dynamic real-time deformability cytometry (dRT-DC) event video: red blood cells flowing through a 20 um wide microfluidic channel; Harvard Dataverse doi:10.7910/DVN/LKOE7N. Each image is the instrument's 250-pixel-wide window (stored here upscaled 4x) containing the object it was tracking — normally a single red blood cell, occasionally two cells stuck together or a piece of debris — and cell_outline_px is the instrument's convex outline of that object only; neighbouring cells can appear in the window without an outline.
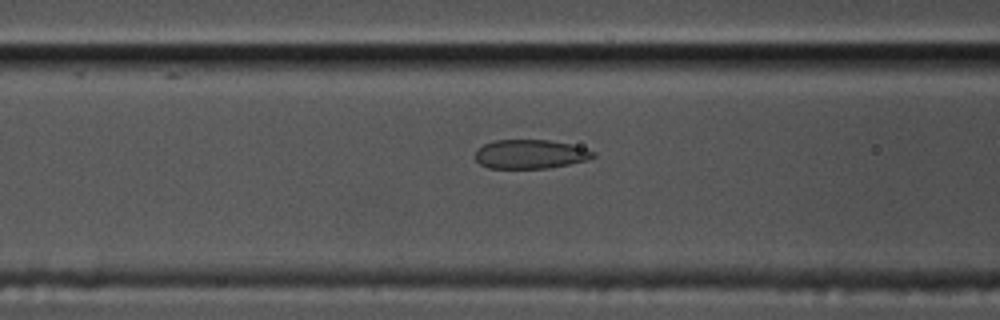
{"species": "common noctule bat (a hibernating species)", "species_latin": "Nyctalus noctula", "temperature_condition": "cold", "stored_images_in_passage": 37, "camera_frame_rate_fps": 3000, "um_per_image_px": 0.085, "animal": {"sex": "male", "body_mass_g": 17.5, "forearm_length_mm": 52.3}, "frame": {"image": 1, "passage_image": 13, "time_ms": 4.0, "image_size_px": [1000, 320], "cell_outline_px": [[596, 156], [588, 160], [548, 168], [488, 168], [480, 164], [476, 160], [476, 148], [484, 144], [496, 140], [548, 140], [568, 144], [584, 148], [596, 152]], "centroid_in_image_um": [45.06, 13.1], "position_along_channel_um": 121.5, "area_um2": 19.88}}
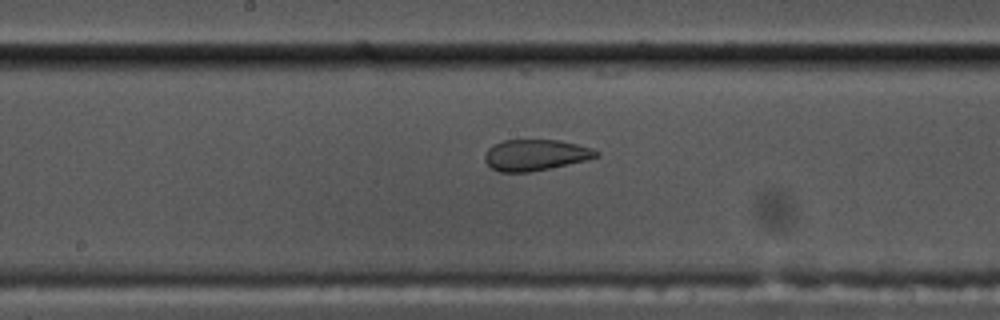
{"frame": {"image": 2, "passage_image": 20, "time_ms": 6.333, "image_size_px": [1000, 320], "cell_outline_px": [[600, 156], [588, 160], [528, 172], [500, 172], [492, 168], [484, 160], [484, 156], [488, 148], [504, 140], [560, 140], [592, 148], [600, 152]], "centroid_in_image_um": [45.54, 13.17], "position_along_channel_um": 202.7, "area_um2": 20.11}}
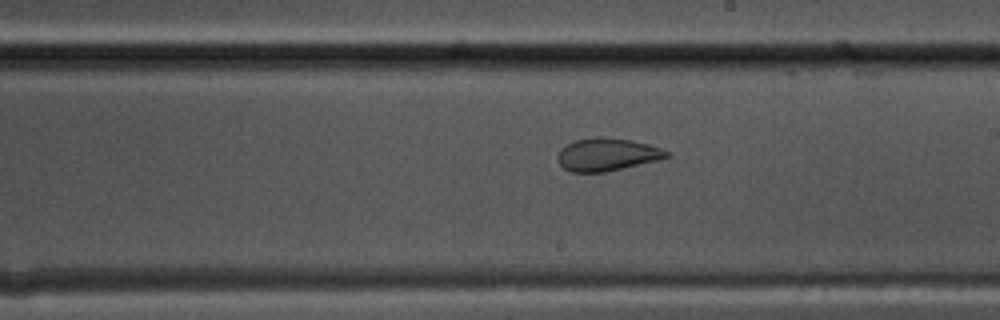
{"frame": {"image": 3, "passage_image": 23, "time_ms": 7.333, "image_size_px": [1000, 320], "cell_outline_px": [[672, 156], [624, 168], [604, 172], [572, 172], [564, 168], [560, 164], [556, 156], [560, 148], [564, 144], [576, 140], [596, 136], [632, 140], [664, 148]], "centroid_in_image_um": [51.58, 13.12], "position_along_channel_um": 237.4, "area_um2": 20.92}}